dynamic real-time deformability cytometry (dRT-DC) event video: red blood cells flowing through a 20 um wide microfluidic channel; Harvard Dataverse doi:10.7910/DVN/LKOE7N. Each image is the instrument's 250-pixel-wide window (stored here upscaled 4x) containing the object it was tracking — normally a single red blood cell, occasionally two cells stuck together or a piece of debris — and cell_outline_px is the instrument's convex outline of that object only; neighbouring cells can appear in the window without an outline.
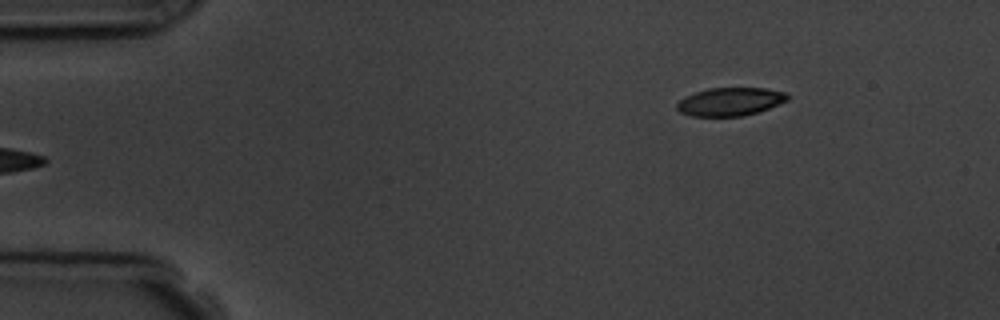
{"species": "common noctule bat (a hibernating species)", "species_latin": "Nyctalus noctula", "temperature_condition": "room temperature", "stored_images_in_passage": 4, "camera_frame_rate_fps": 3000, "um_per_image_px": 0.085, "animal": {"sex": "male", "body_mass_g": 19.5, "forearm_length_mm": 54.6}, "frame": {"image": 1, "passage_image": 4, "time_ms": 4.333, "image_size_px": [1000, 320], "cell_outline_px": [[788, 100], [768, 108], [744, 116], [692, 116], [680, 112], [676, 108], [676, 104], [680, 100], [696, 92], [708, 88], [764, 88], [788, 92]], "centroid_in_image_um": [62.08, 8.64], "position_along_channel_um": 22.9, "area_um2": 18.03}}